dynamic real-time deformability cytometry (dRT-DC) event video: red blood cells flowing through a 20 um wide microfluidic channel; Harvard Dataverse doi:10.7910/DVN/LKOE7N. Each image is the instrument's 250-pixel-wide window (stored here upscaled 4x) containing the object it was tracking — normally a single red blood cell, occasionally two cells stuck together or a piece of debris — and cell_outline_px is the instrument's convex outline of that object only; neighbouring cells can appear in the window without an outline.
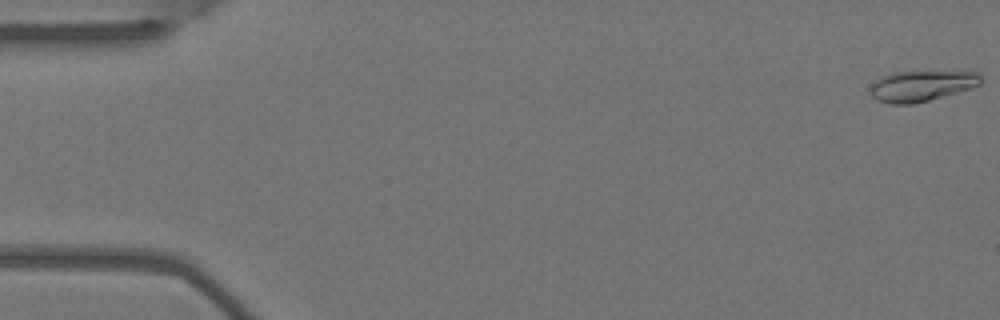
{"species": "Egyptian fruit bat (a non-hibernating species)", "species_latin": "Rousettus aegyptiacus", "temperature_condition": "warm", "stored_images_in_passage": 5, "camera_frame_rate_fps": 3000, "um_per_image_px": 0.085, "animal": {"sex": "female"}, "frame": {"image": 1, "passage_image": 1, "time_ms": 0.0, "image_size_px": [1000, 320], "cell_outline_px": [[984, 80], [980, 84], [972, 88], [928, 100], [912, 104], [888, 104], [876, 100], [872, 96], [868, 88], [876, 80], [884, 76], [896, 72], [976, 72]], "centroid_in_image_um": [78.31, 7.31], "position_along_channel_um": 6.7, "area_um2": 19.59}}
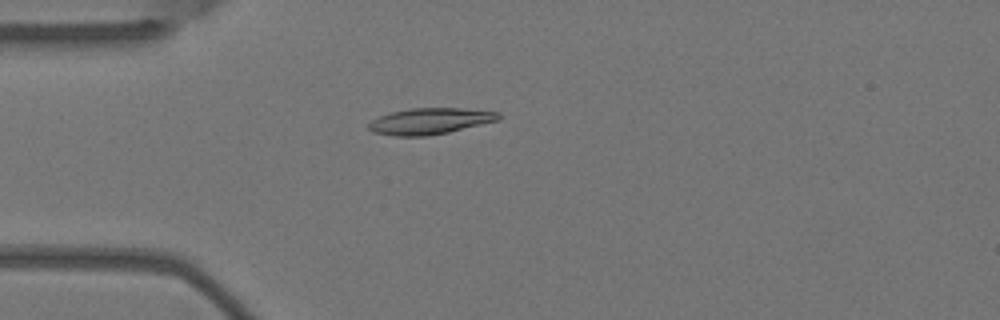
{"frame": {"image": 2, "passage_image": 5, "time_ms": 1.333, "image_size_px": [1000, 320], "cell_outline_px": [[500, 120], [448, 132], [428, 136], [396, 136], [372, 132], [368, 128], [368, 124], [372, 120], [380, 116], [392, 112], [412, 108], [460, 108], [500, 112]], "centroid_in_image_um": [36.56, 10.3], "position_along_channel_um": 48.4, "area_um2": 19.77}}